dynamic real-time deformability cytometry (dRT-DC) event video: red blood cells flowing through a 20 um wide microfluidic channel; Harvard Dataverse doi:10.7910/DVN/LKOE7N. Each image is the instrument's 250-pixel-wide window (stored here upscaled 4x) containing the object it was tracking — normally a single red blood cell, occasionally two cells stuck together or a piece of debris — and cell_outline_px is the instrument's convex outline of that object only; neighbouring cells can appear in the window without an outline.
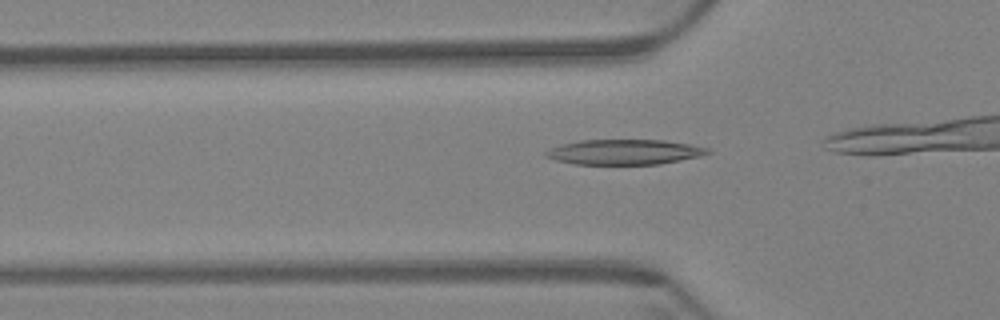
{"species": "Egyptian fruit bat (a non-hibernating species)", "species_latin": "Rousettus aegyptiacus", "temperature_condition": "warm", "stored_images_in_passage": 14, "camera_frame_rate_fps": 3000, "um_per_image_px": 0.085, "animal": {"sex": "female"}, "frame": {"image": 1, "passage_image": 8, "time_ms": 2.333, "image_size_px": [1000, 320], "cell_outline_px": [[712, 152], [700, 156], [660, 164], [572, 164], [556, 160], [544, 156], [544, 152], [548, 148], [580, 140], [664, 140], [712, 148]], "centroid_in_image_um": [53.07, 12.92], "position_along_channel_um": 72.7, "area_um2": 23.76}}
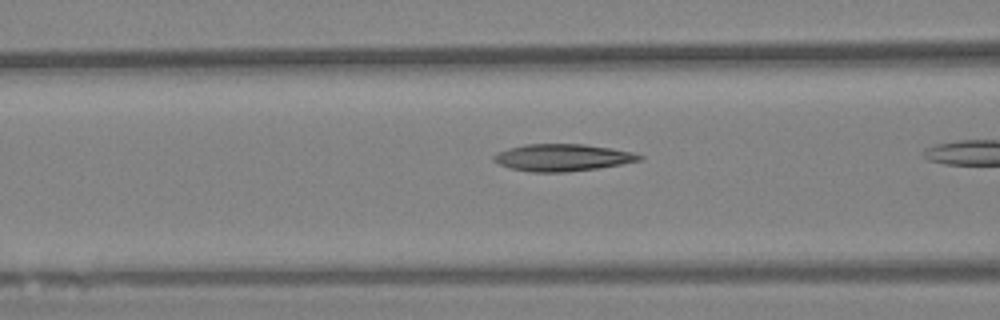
{"frame": {"image": 2, "passage_image": 12, "time_ms": 3.667, "image_size_px": [1000, 320], "cell_outline_px": [[644, 156], [640, 160], [620, 164], [596, 168], [564, 172], [532, 172], [512, 168], [500, 164], [492, 160], [492, 156], [496, 152], [524, 144], [584, 144], [612, 148], [632, 152]], "centroid_in_image_um": [47.78, 13.38], "position_along_channel_um": 118.8, "area_um2": 22.77}}